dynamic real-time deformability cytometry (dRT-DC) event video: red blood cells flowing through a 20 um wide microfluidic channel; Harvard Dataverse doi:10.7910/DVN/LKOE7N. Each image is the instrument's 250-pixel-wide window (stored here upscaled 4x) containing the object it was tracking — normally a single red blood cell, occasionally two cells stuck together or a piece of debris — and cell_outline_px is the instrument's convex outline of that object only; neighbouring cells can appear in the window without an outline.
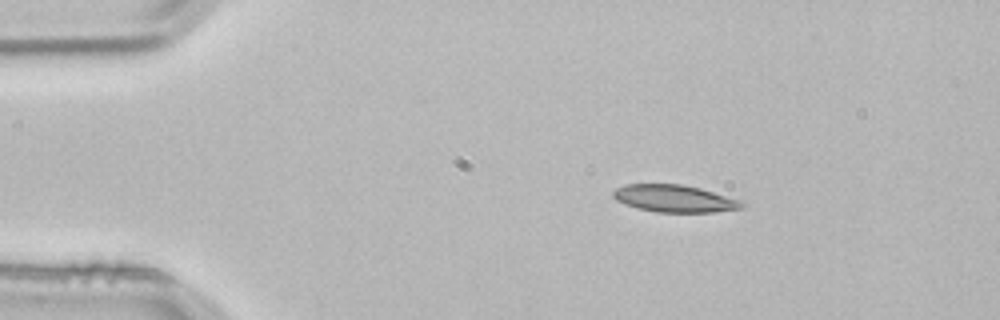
{"species": "common noctule bat (a hibernating species)", "species_latin": "Nyctalus noctula", "temperature_condition": "room temperature", "stored_images_in_passage": 3, "camera_frame_rate_fps": 3000, "um_per_image_px": 0.085, "animal": {"sex": "male", "body_mass_g": 21.5, "forearm_length_mm": 52.0}, "frame": {"image": 1, "passage_image": 2, "time_ms": 0.333, "image_size_px": [1000, 320], "cell_outline_px": [[748, 204], [744, 208], [716, 212], [656, 212], [640, 208], [616, 200], [612, 196], [612, 192], [616, 188], [628, 184], [684, 184], [700, 188], [744, 200]], "centroid_in_image_um": [57.44, 16.87], "position_along_channel_um": 27.6, "area_um2": 20.63}}